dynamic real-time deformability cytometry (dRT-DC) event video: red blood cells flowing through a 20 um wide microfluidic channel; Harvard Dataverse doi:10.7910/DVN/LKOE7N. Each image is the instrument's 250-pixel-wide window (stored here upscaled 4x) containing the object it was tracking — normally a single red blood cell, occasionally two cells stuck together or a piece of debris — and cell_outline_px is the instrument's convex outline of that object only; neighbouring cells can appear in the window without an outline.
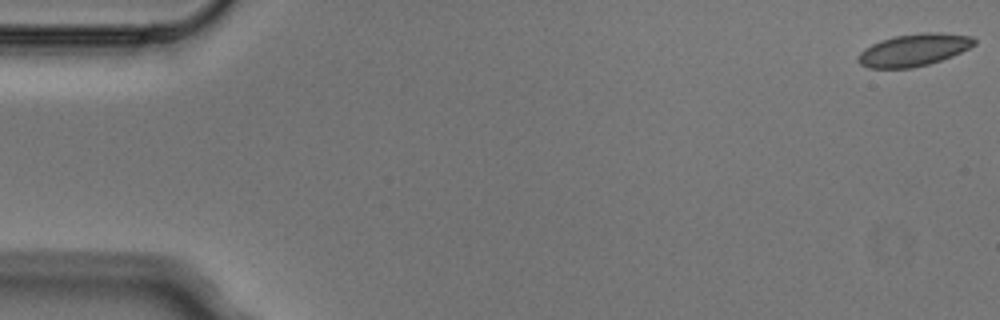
{"species": "Egyptian fruit bat (a non-hibernating species)", "species_latin": "Rousettus aegyptiacus", "temperature_condition": "cold", "stored_images_in_passage": 3, "camera_frame_rate_fps": 3000, "um_per_image_px": 0.085, "animal": {"sex": "male"}, "frame": {"image": 1, "passage_image": 1, "time_ms": 0.0, "image_size_px": [1000, 320], "cell_outline_px": [[976, 44], [952, 56], [928, 64], [912, 68], [868, 68], [860, 64], [856, 60], [856, 56], [864, 48], [880, 40], [896, 36], [924, 32], [940, 32], [972, 36], [976, 40]], "centroid_in_image_um": [77.65, 4.24], "position_along_channel_um": 7.4, "area_um2": 21.91}}